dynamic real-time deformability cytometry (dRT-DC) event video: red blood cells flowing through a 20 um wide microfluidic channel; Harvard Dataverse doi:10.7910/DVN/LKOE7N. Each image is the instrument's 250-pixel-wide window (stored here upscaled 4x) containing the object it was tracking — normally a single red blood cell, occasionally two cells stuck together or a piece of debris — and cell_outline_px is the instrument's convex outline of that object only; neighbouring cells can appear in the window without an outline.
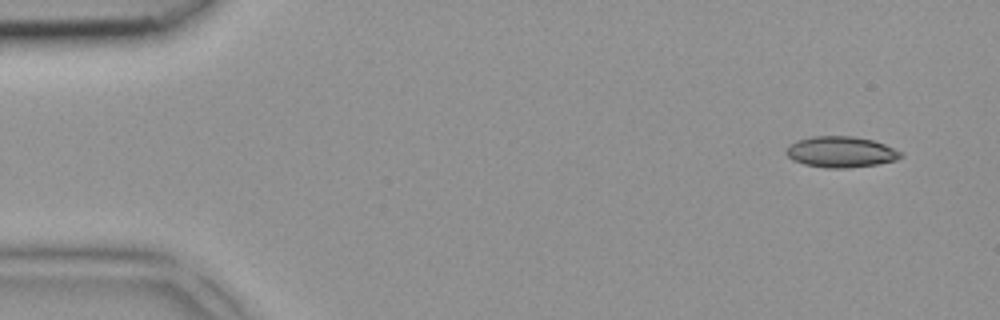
{"species": "common noctule bat (a hibernating species)", "species_latin": "Nyctalus noctula", "temperature_condition": "room temperature", "stored_images_in_passage": 5, "segment_of_instrument_passage": [1, 2], "camera_frame_rate_fps": 3000, "um_per_image_px": 0.085, "animal": {"sex": "female", "body_mass_g": 18.4}, "frame": {"image": 1, "passage_image": 1, "time_ms": 0.0, "image_size_px": [1000, 320], "cell_outline_px": [[904, 156], [896, 160], [876, 164], [848, 168], [828, 168], [804, 164], [792, 160], [784, 152], [788, 144], [796, 140], [808, 136], [852, 136], [872, 140], [884, 144], [900, 152]], "centroid_in_image_um": [71.41, 12.91], "position_along_channel_um": 13.6, "area_um2": 20.75}}